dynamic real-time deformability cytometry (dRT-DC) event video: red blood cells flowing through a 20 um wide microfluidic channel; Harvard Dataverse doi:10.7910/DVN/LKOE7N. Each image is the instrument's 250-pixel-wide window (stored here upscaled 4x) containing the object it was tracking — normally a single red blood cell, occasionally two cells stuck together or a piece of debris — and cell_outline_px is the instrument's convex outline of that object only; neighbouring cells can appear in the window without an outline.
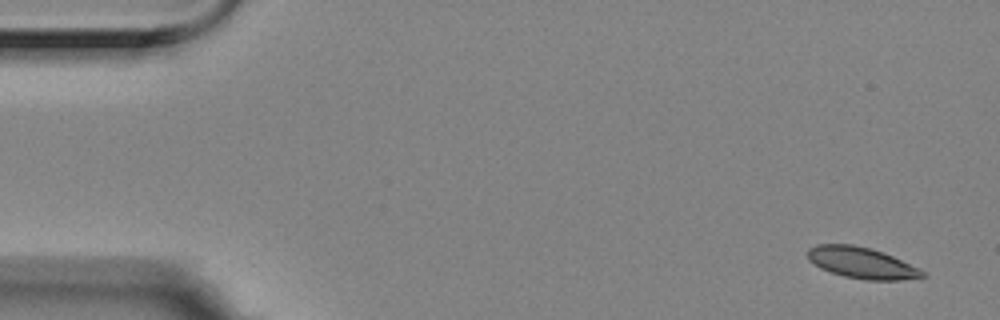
{"species": "Egyptian fruit bat (a non-hibernating species)", "species_latin": "Rousettus aegyptiacus", "temperature_condition": "room temperature", "stored_images_in_passage": 6, "camera_frame_rate_fps": 3000, "um_per_image_px": 0.085, "animal": {"sex": "female"}, "frame": {"image": 1, "passage_image": 1, "time_ms": 0.0, "image_size_px": [1000, 320], "cell_outline_px": [[928, 276], [900, 280], [868, 280], [844, 276], [820, 268], [808, 260], [808, 248], [816, 244], [852, 244], [884, 252], [920, 268]], "centroid_in_image_um": [73.25, 22.34], "position_along_channel_um": 11.7, "area_um2": 20.87}}
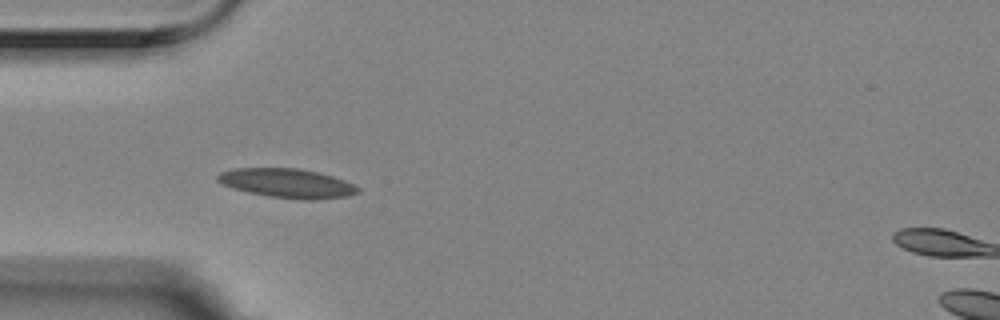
{"frame": {"image": 2, "passage_image": 5, "time_ms": 1.333, "image_size_px": [1000, 320], "cell_outline_px": [[360, 192], [348, 196], [312, 200], [304, 200], [268, 196], [248, 192], [232, 188], [220, 184], [216, 180], [216, 176], [220, 172], [236, 168], [300, 168], [320, 172], [344, 180], [360, 188]], "centroid_in_image_um": [24.39, 15.57], "position_along_channel_um": 60.6, "area_um2": 24.04}}
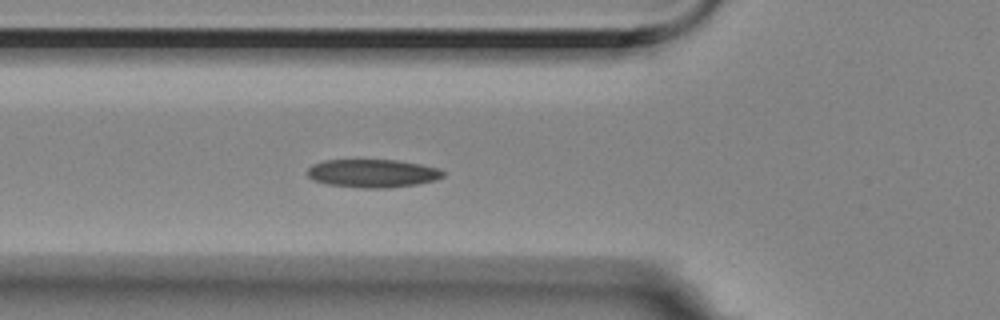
{"frame": {"image": 3, "passage_image": 6, "time_ms": 1.667, "image_size_px": [1000, 320], "cell_outline_px": [[444, 176], [436, 180], [416, 184], [388, 188], [360, 188], [324, 184], [312, 180], [308, 176], [308, 168], [312, 164], [324, 160], [396, 160], [420, 164], [440, 168], [444, 172]], "centroid_in_image_um": [31.65, 14.74], "position_along_channel_um": 94.1, "area_um2": 22.48}}